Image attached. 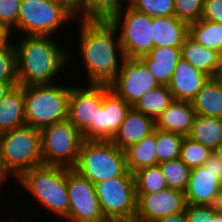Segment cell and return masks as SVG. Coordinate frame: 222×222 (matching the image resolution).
<instances>
[{
	"label": "cell",
	"instance_id": "cell-3",
	"mask_svg": "<svg viewBox=\"0 0 222 222\" xmlns=\"http://www.w3.org/2000/svg\"><path fill=\"white\" fill-rule=\"evenodd\" d=\"M70 88L54 84L24 86L25 122L42 130L68 119Z\"/></svg>",
	"mask_w": 222,
	"mask_h": 222
},
{
	"label": "cell",
	"instance_id": "cell-43",
	"mask_svg": "<svg viewBox=\"0 0 222 222\" xmlns=\"http://www.w3.org/2000/svg\"><path fill=\"white\" fill-rule=\"evenodd\" d=\"M9 33V29L0 25V51L6 49L10 45L8 42Z\"/></svg>",
	"mask_w": 222,
	"mask_h": 222
},
{
	"label": "cell",
	"instance_id": "cell-7",
	"mask_svg": "<svg viewBox=\"0 0 222 222\" xmlns=\"http://www.w3.org/2000/svg\"><path fill=\"white\" fill-rule=\"evenodd\" d=\"M104 217L109 222H134L137 211V195L134 174L94 184Z\"/></svg>",
	"mask_w": 222,
	"mask_h": 222
},
{
	"label": "cell",
	"instance_id": "cell-13",
	"mask_svg": "<svg viewBox=\"0 0 222 222\" xmlns=\"http://www.w3.org/2000/svg\"><path fill=\"white\" fill-rule=\"evenodd\" d=\"M119 70L110 87L131 106L144 93L159 86L155 77L139 59L122 58V66Z\"/></svg>",
	"mask_w": 222,
	"mask_h": 222
},
{
	"label": "cell",
	"instance_id": "cell-49",
	"mask_svg": "<svg viewBox=\"0 0 222 222\" xmlns=\"http://www.w3.org/2000/svg\"><path fill=\"white\" fill-rule=\"evenodd\" d=\"M216 78L218 79V81L222 86V69L216 74Z\"/></svg>",
	"mask_w": 222,
	"mask_h": 222
},
{
	"label": "cell",
	"instance_id": "cell-21",
	"mask_svg": "<svg viewBox=\"0 0 222 222\" xmlns=\"http://www.w3.org/2000/svg\"><path fill=\"white\" fill-rule=\"evenodd\" d=\"M195 116L191 102L174 99L155 120V128L188 136Z\"/></svg>",
	"mask_w": 222,
	"mask_h": 222
},
{
	"label": "cell",
	"instance_id": "cell-20",
	"mask_svg": "<svg viewBox=\"0 0 222 222\" xmlns=\"http://www.w3.org/2000/svg\"><path fill=\"white\" fill-rule=\"evenodd\" d=\"M181 59V48L156 47L139 60L155 77L159 85H169L176 64Z\"/></svg>",
	"mask_w": 222,
	"mask_h": 222
},
{
	"label": "cell",
	"instance_id": "cell-25",
	"mask_svg": "<svg viewBox=\"0 0 222 222\" xmlns=\"http://www.w3.org/2000/svg\"><path fill=\"white\" fill-rule=\"evenodd\" d=\"M156 128L142 141L124 150L127 169L134 174L140 169L157 165Z\"/></svg>",
	"mask_w": 222,
	"mask_h": 222
},
{
	"label": "cell",
	"instance_id": "cell-9",
	"mask_svg": "<svg viewBox=\"0 0 222 222\" xmlns=\"http://www.w3.org/2000/svg\"><path fill=\"white\" fill-rule=\"evenodd\" d=\"M75 15L56 0H21L17 28L27 35L51 36L63 22Z\"/></svg>",
	"mask_w": 222,
	"mask_h": 222
},
{
	"label": "cell",
	"instance_id": "cell-38",
	"mask_svg": "<svg viewBox=\"0 0 222 222\" xmlns=\"http://www.w3.org/2000/svg\"><path fill=\"white\" fill-rule=\"evenodd\" d=\"M187 222H213L216 211L210 205H186Z\"/></svg>",
	"mask_w": 222,
	"mask_h": 222
},
{
	"label": "cell",
	"instance_id": "cell-44",
	"mask_svg": "<svg viewBox=\"0 0 222 222\" xmlns=\"http://www.w3.org/2000/svg\"><path fill=\"white\" fill-rule=\"evenodd\" d=\"M18 82H1L0 81V101L5 97L9 90H11Z\"/></svg>",
	"mask_w": 222,
	"mask_h": 222
},
{
	"label": "cell",
	"instance_id": "cell-42",
	"mask_svg": "<svg viewBox=\"0 0 222 222\" xmlns=\"http://www.w3.org/2000/svg\"><path fill=\"white\" fill-rule=\"evenodd\" d=\"M155 222H187L186 212L182 211L175 214L167 215Z\"/></svg>",
	"mask_w": 222,
	"mask_h": 222
},
{
	"label": "cell",
	"instance_id": "cell-32",
	"mask_svg": "<svg viewBox=\"0 0 222 222\" xmlns=\"http://www.w3.org/2000/svg\"><path fill=\"white\" fill-rule=\"evenodd\" d=\"M134 176L136 194H150L168 188L159 165L140 169Z\"/></svg>",
	"mask_w": 222,
	"mask_h": 222
},
{
	"label": "cell",
	"instance_id": "cell-16",
	"mask_svg": "<svg viewBox=\"0 0 222 222\" xmlns=\"http://www.w3.org/2000/svg\"><path fill=\"white\" fill-rule=\"evenodd\" d=\"M221 187L222 182L215 177L214 172L204 166L193 168L184 192L186 203L213 206Z\"/></svg>",
	"mask_w": 222,
	"mask_h": 222
},
{
	"label": "cell",
	"instance_id": "cell-5",
	"mask_svg": "<svg viewBox=\"0 0 222 222\" xmlns=\"http://www.w3.org/2000/svg\"><path fill=\"white\" fill-rule=\"evenodd\" d=\"M18 180L38 201L66 218L69 213L67 167L41 165L26 170Z\"/></svg>",
	"mask_w": 222,
	"mask_h": 222
},
{
	"label": "cell",
	"instance_id": "cell-14",
	"mask_svg": "<svg viewBox=\"0 0 222 222\" xmlns=\"http://www.w3.org/2000/svg\"><path fill=\"white\" fill-rule=\"evenodd\" d=\"M137 195V211L134 222H155L167 215L185 211L183 191L166 188L159 192Z\"/></svg>",
	"mask_w": 222,
	"mask_h": 222
},
{
	"label": "cell",
	"instance_id": "cell-12",
	"mask_svg": "<svg viewBox=\"0 0 222 222\" xmlns=\"http://www.w3.org/2000/svg\"><path fill=\"white\" fill-rule=\"evenodd\" d=\"M69 213L65 219L71 222H109L103 215L94 184L67 168Z\"/></svg>",
	"mask_w": 222,
	"mask_h": 222
},
{
	"label": "cell",
	"instance_id": "cell-47",
	"mask_svg": "<svg viewBox=\"0 0 222 222\" xmlns=\"http://www.w3.org/2000/svg\"><path fill=\"white\" fill-rule=\"evenodd\" d=\"M213 153L222 161V142L216 147Z\"/></svg>",
	"mask_w": 222,
	"mask_h": 222
},
{
	"label": "cell",
	"instance_id": "cell-48",
	"mask_svg": "<svg viewBox=\"0 0 222 222\" xmlns=\"http://www.w3.org/2000/svg\"><path fill=\"white\" fill-rule=\"evenodd\" d=\"M213 222H222V215L216 213L214 215Z\"/></svg>",
	"mask_w": 222,
	"mask_h": 222
},
{
	"label": "cell",
	"instance_id": "cell-2",
	"mask_svg": "<svg viewBox=\"0 0 222 222\" xmlns=\"http://www.w3.org/2000/svg\"><path fill=\"white\" fill-rule=\"evenodd\" d=\"M14 47L17 80L22 86L50 84L51 78L68 60L49 36L26 35Z\"/></svg>",
	"mask_w": 222,
	"mask_h": 222
},
{
	"label": "cell",
	"instance_id": "cell-22",
	"mask_svg": "<svg viewBox=\"0 0 222 222\" xmlns=\"http://www.w3.org/2000/svg\"><path fill=\"white\" fill-rule=\"evenodd\" d=\"M181 58L209 78L216 77V74L222 69V54L202 46L189 35L181 46Z\"/></svg>",
	"mask_w": 222,
	"mask_h": 222
},
{
	"label": "cell",
	"instance_id": "cell-24",
	"mask_svg": "<svg viewBox=\"0 0 222 222\" xmlns=\"http://www.w3.org/2000/svg\"><path fill=\"white\" fill-rule=\"evenodd\" d=\"M191 104L196 114L222 118V86L218 79L209 78Z\"/></svg>",
	"mask_w": 222,
	"mask_h": 222
},
{
	"label": "cell",
	"instance_id": "cell-6",
	"mask_svg": "<svg viewBox=\"0 0 222 222\" xmlns=\"http://www.w3.org/2000/svg\"><path fill=\"white\" fill-rule=\"evenodd\" d=\"M3 161L19 178L26 170L43 165L41 131L23 126L0 134Z\"/></svg>",
	"mask_w": 222,
	"mask_h": 222
},
{
	"label": "cell",
	"instance_id": "cell-10",
	"mask_svg": "<svg viewBox=\"0 0 222 222\" xmlns=\"http://www.w3.org/2000/svg\"><path fill=\"white\" fill-rule=\"evenodd\" d=\"M122 10L110 21L118 28L122 25L119 35L125 58L139 59L146 56L153 48L152 23L153 17L139 12L127 4L125 15ZM124 16V22L121 21Z\"/></svg>",
	"mask_w": 222,
	"mask_h": 222
},
{
	"label": "cell",
	"instance_id": "cell-31",
	"mask_svg": "<svg viewBox=\"0 0 222 222\" xmlns=\"http://www.w3.org/2000/svg\"><path fill=\"white\" fill-rule=\"evenodd\" d=\"M121 3L120 0H88V3L80 10L84 14L81 20L110 21L123 10Z\"/></svg>",
	"mask_w": 222,
	"mask_h": 222
},
{
	"label": "cell",
	"instance_id": "cell-26",
	"mask_svg": "<svg viewBox=\"0 0 222 222\" xmlns=\"http://www.w3.org/2000/svg\"><path fill=\"white\" fill-rule=\"evenodd\" d=\"M188 137L214 151L222 142V118L196 114Z\"/></svg>",
	"mask_w": 222,
	"mask_h": 222
},
{
	"label": "cell",
	"instance_id": "cell-41",
	"mask_svg": "<svg viewBox=\"0 0 222 222\" xmlns=\"http://www.w3.org/2000/svg\"><path fill=\"white\" fill-rule=\"evenodd\" d=\"M88 3V0H64L65 6L75 15L79 14L78 10L82 9L86 4Z\"/></svg>",
	"mask_w": 222,
	"mask_h": 222
},
{
	"label": "cell",
	"instance_id": "cell-11",
	"mask_svg": "<svg viewBox=\"0 0 222 222\" xmlns=\"http://www.w3.org/2000/svg\"><path fill=\"white\" fill-rule=\"evenodd\" d=\"M104 84H90L88 89L71 88L68 120L85 140H96V116L103 105Z\"/></svg>",
	"mask_w": 222,
	"mask_h": 222
},
{
	"label": "cell",
	"instance_id": "cell-35",
	"mask_svg": "<svg viewBox=\"0 0 222 222\" xmlns=\"http://www.w3.org/2000/svg\"><path fill=\"white\" fill-rule=\"evenodd\" d=\"M204 0H174V15L186 23L201 19Z\"/></svg>",
	"mask_w": 222,
	"mask_h": 222
},
{
	"label": "cell",
	"instance_id": "cell-36",
	"mask_svg": "<svg viewBox=\"0 0 222 222\" xmlns=\"http://www.w3.org/2000/svg\"><path fill=\"white\" fill-rule=\"evenodd\" d=\"M0 81L18 82L16 51L12 44L0 51Z\"/></svg>",
	"mask_w": 222,
	"mask_h": 222
},
{
	"label": "cell",
	"instance_id": "cell-40",
	"mask_svg": "<svg viewBox=\"0 0 222 222\" xmlns=\"http://www.w3.org/2000/svg\"><path fill=\"white\" fill-rule=\"evenodd\" d=\"M203 166L214 172L215 177L222 182V161L214 153L209 156Z\"/></svg>",
	"mask_w": 222,
	"mask_h": 222
},
{
	"label": "cell",
	"instance_id": "cell-33",
	"mask_svg": "<svg viewBox=\"0 0 222 222\" xmlns=\"http://www.w3.org/2000/svg\"><path fill=\"white\" fill-rule=\"evenodd\" d=\"M213 153L209 148L192 140L188 136H184L181 144L180 159L182 162L193 169L203 166L209 156Z\"/></svg>",
	"mask_w": 222,
	"mask_h": 222
},
{
	"label": "cell",
	"instance_id": "cell-39",
	"mask_svg": "<svg viewBox=\"0 0 222 222\" xmlns=\"http://www.w3.org/2000/svg\"><path fill=\"white\" fill-rule=\"evenodd\" d=\"M201 19L222 24V0H204Z\"/></svg>",
	"mask_w": 222,
	"mask_h": 222
},
{
	"label": "cell",
	"instance_id": "cell-19",
	"mask_svg": "<svg viewBox=\"0 0 222 222\" xmlns=\"http://www.w3.org/2000/svg\"><path fill=\"white\" fill-rule=\"evenodd\" d=\"M189 35V24L173 16L153 17L152 39L154 48H181Z\"/></svg>",
	"mask_w": 222,
	"mask_h": 222
},
{
	"label": "cell",
	"instance_id": "cell-28",
	"mask_svg": "<svg viewBox=\"0 0 222 222\" xmlns=\"http://www.w3.org/2000/svg\"><path fill=\"white\" fill-rule=\"evenodd\" d=\"M189 36L202 46L222 54V24L199 19L189 24Z\"/></svg>",
	"mask_w": 222,
	"mask_h": 222
},
{
	"label": "cell",
	"instance_id": "cell-45",
	"mask_svg": "<svg viewBox=\"0 0 222 222\" xmlns=\"http://www.w3.org/2000/svg\"><path fill=\"white\" fill-rule=\"evenodd\" d=\"M8 173L10 172L8 171L7 167L4 164L2 151H1V144H0V183H2L1 181L7 176Z\"/></svg>",
	"mask_w": 222,
	"mask_h": 222
},
{
	"label": "cell",
	"instance_id": "cell-27",
	"mask_svg": "<svg viewBox=\"0 0 222 222\" xmlns=\"http://www.w3.org/2000/svg\"><path fill=\"white\" fill-rule=\"evenodd\" d=\"M173 100L169 87L159 85L157 88L144 93L132 107L156 120Z\"/></svg>",
	"mask_w": 222,
	"mask_h": 222
},
{
	"label": "cell",
	"instance_id": "cell-30",
	"mask_svg": "<svg viewBox=\"0 0 222 222\" xmlns=\"http://www.w3.org/2000/svg\"><path fill=\"white\" fill-rule=\"evenodd\" d=\"M164 175L168 188L185 192L191 175V168L186 166L180 158L158 164Z\"/></svg>",
	"mask_w": 222,
	"mask_h": 222
},
{
	"label": "cell",
	"instance_id": "cell-23",
	"mask_svg": "<svg viewBox=\"0 0 222 222\" xmlns=\"http://www.w3.org/2000/svg\"><path fill=\"white\" fill-rule=\"evenodd\" d=\"M25 125L24 86L18 84L0 101V134Z\"/></svg>",
	"mask_w": 222,
	"mask_h": 222
},
{
	"label": "cell",
	"instance_id": "cell-17",
	"mask_svg": "<svg viewBox=\"0 0 222 222\" xmlns=\"http://www.w3.org/2000/svg\"><path fill=\"white\" fill-rule=\"evenodd\" d=\"M208 79L207 75L181 58L168 87L173 99L191 102Z\"/></svg>",
	"mask_w": 222,
	"mask_h": 222
},
{
	"label": "cell",
	"instance_id": "cell-29",
	"mask_svg": "<svg viewBox=\"0 0 222 222\" xmlns=\"http://www.w3.org/2000/svg\"><path fill=\"white\" fill-rule=\"evenodd\" d=\"M184 136L156 128L157 165L180 157Z\"/></svg>",
	"mask_w": 222,
	"mask_h": 222
},
{
	"label": "cell",
	"instance_id": "cell-8",
	"mask_svg": "<svg viewBox=\"0 0 222 222\" xmlns=\"http://www.w3.org/2000/svg\"><path fill=\"white\" fill-rule=\"evenodd\" d=\"M40 131L43 165L73 168L84 140L82 133L68 119Z\"/></svg>",
	"mask_w": 222,
	"mask_h": 222
},
{
	"label": "cell",
	"instance_id": "cell-34",
	"mask_svg": "<svg viewBox=\"0 0 222 222\" xmlns=\"http://www.w3.org/2000/svg\"><path fill=\"white\" fill-rule=\"evenodd\" d=\"M128 3L151 17L174 15V0H129Z\"/></svg>",
	"mask_w": 222,
	"mask_h": 222
},
{
	"label": "cell",
	"instance_id": "cell-1",
	"mask_svg": "<svg viewBox=\"0 0 222 222\" xmlns=\"http://www.w3.org/2000/svg\"><path fill=\"white\" fill-rule=\"evenodd\" d=\"M81 22L80 49L89 73L90 84L110 85L120 71L117 67L116 47L117 51H121V58H125L119 37L117 42L114 41L117 28L111 21Z\"/></svg>",
	"mask_w": 222,
	"mask_h": 222
},
{
	"label": "cell",
	"instance_id": "cell-4",
	"mask_svg": "<svg viewBox=\"0 0 222 222\" xmlns=\"http://www.w3.org/2000/svg\"><path fill=\"white\" fill-rule=\"evenodd\" d=\"M72 169L93 184L123 176L128 171L124 150L111 141L85 139Z\"/></svg>",
	"mask_w": 222,
	"mask_h": 222
},
{
	"label": "cell",
	"instance_id": "cell-46",
	"mask_svg": "<svg viewBox=\"0 0 222 222\" xmlns=\"http://www.w3.org/2000/svg\"><path fill=\"white\" fill-rule=\"evenodd\" d=\"M213 207H214L216 213L222 215V187H221L218 195L216 196Z\"/></svg>",
	"mask_w": 222,
	"mask_h": 222
},
{
	"label": "cell",
	"instance_id": "cell-18",
	"mask_svg": "<svg viewBox=\"0 0 222 222\" xmlns=\"http://www.w3.org/2000/svg\"><path fill=\"white\" fill-rule=\"evenodd\" d=\"M154 129L155 120L152 117L131 107L111 142L121 150H125L142 141Z\"/></svg>",
	"mask_w": 222,
	"mask_h": 222
},
{
	"label": "cell",
	"instance_id": "cell-15",
	"mask_svg": "<svg viewBox=\"0 0 222 222\" xmlns=\"http://www.w3.org/2000/svg\"><path fill=\"white\" fill-rule=\"evenodd\" d=\"M132 106L104 84L103 105L96 116V140L111 141Z\"/></svg>",
	"mask_w": 222,
	"mask_h": 222
},
{
	"label": "cell",
	"instance_id": "cell-37",
	"mask_svg": "<svg viewBox=\"0 0 222 222\" xmlns=\"http://www.w3.org/2000/svg\"><path fill=\"white\" fill-rule=\"evenodd\" d=\"M21 0H0V25L11 30L17 26Z\"/></svg>",
	"mask_w": 222,
	"mask_h": 222
}]
</instances>
